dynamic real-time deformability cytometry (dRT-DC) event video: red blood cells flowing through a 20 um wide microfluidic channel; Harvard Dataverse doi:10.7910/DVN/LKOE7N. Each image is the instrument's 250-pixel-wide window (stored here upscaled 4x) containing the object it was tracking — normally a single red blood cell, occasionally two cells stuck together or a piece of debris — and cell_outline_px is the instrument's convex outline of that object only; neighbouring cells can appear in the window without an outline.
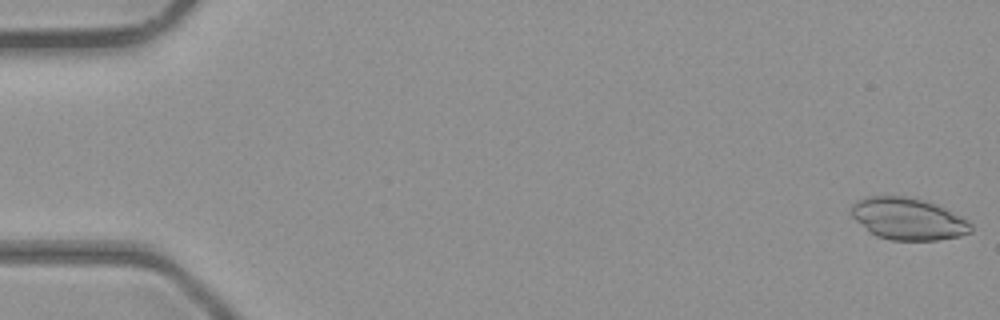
{"species": "common noctule bat (a hibernating species)", "species_latin": "Nyctalus noctula", "temperature_condition": "room temperature", "stored_images_in_passage": 49, "camera_frame_rate_fps": 3000, "um_per_image_px": 0.085, "animal": {"sex": "male", "body_mass_g": 23.1, "forearm_length_mm": 52.7}, "frame": {"image": 1, "passage_image": 1, "time_ms": 0.0, "image_size_px": [1000, 320], "cell_outline_px": [[972, 232], [960, 236], [936, 240], [892, 240], [876, 236], [856, 220], [852, 216], [852, 204], [856, 200], [868, 196], [904, 196], [936, 204], [964, 216], [972, 224]], "centroid_in_image_um": [77.23, 18.6], "position_along_channel_um": 7.8, "area_um2": 29.19}}
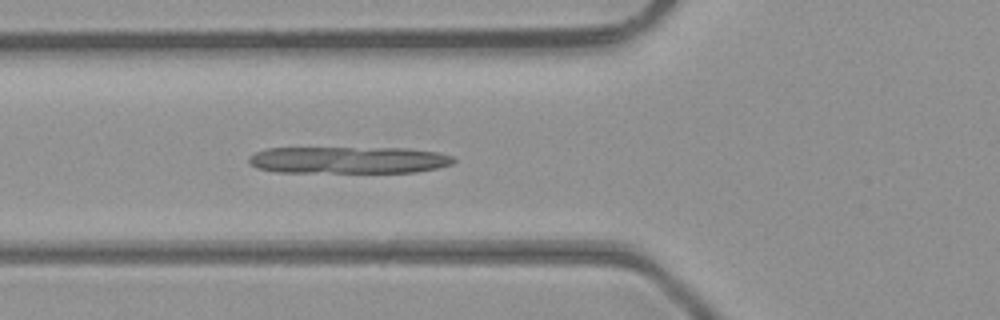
{"frame": {"image": 2, "passage_image": 18, "time_ms": 5.667, "image_size_px": [1000, 320], "cell_outline_px": [[456, 160], [452, 164], [436, 168], [416, 172], [276, 172], [256, 168], [248, 160], [248, 156], [256, 152], [268, 148], [408, 148], [440, 152], [452, 156]], "centroid_in_image_um": [29.64, 13.6], "position_along_channel_um": 96.2, "area_um2": 32.25}}
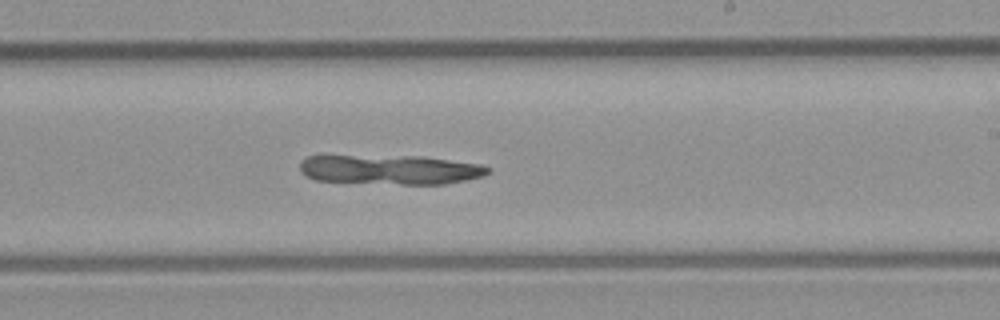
{"frame": {"image": 3, "passage_image": 29, "time_ms": 9.333, "image_size_px": [1000, 320], "cell_outline_px": [[492, 168], [484, 176], [444, 184], [404, 184], [316, 180], [300, 172], [300, 164], [308, 156], [424, 156], [480, 164]], "centroid_in_image_um": [33.22, 14.41], "position_along_channel_um": 255.8, "area_um2": 32.08}}